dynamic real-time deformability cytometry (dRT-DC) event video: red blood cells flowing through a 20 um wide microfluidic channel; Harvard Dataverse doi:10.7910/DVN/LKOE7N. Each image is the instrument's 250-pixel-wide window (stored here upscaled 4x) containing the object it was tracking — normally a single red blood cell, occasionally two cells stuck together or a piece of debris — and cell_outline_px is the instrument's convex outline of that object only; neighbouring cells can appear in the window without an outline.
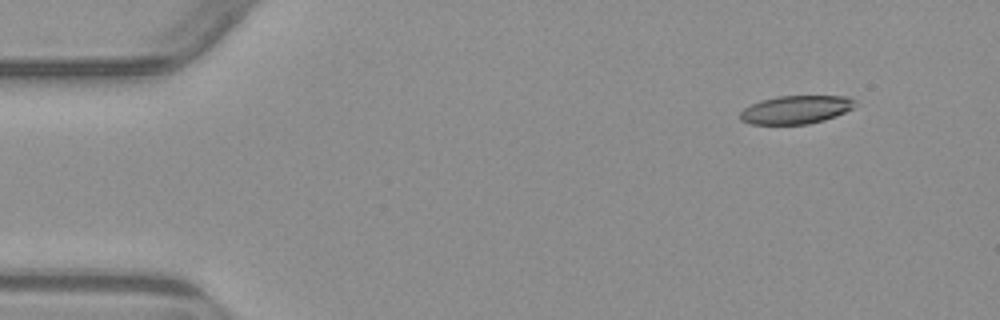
{"species": "common noctule bat (a hibernating species)", "species_latin": "Nyctalus noctula", "temperature_condition": "warm", "stored_images_in_passage": 6, "camera_frame_rate_fps": 3000, "um_per_image_px": 0.085, "animal": {"sex": "male", "body_mass_g": 23.1, "forearm_length_mm": 52.7}, "frame": {"image": 1, "passage_image": 2, "time_ms": 1.333, "image_size_px": [1000, 320], "cell_outline_px": [[856, 100], [852, 108], [836, 116], [824, 120], [808, 124], [752, 124], [740, 120], [740, 112], [744, 108], [760, 100], [780, 96], [848, 96]], "centroid_in_image_um": [67.65, 9.32], "position_along_channel_um": 17.4, "area_um2": 18.84}}
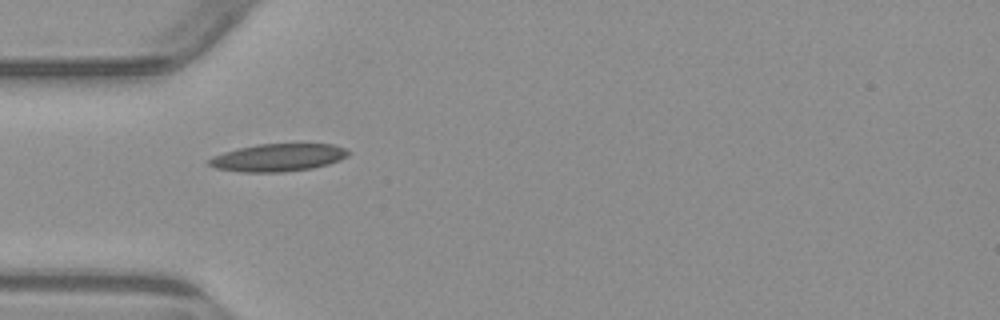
{"frame": {"image": 2, "passage_image": 5, "time_ms": 5.0, "image_size_px": [1000, 320], "cell_outline_px": [[352, 152], [348, 156], [340, 160], [328, 164], [312, 168], [284, 172], [244, 172], [216, 168], [208, 164], [208, 160], [212, 156], [224, 152], [256, 144], [332, 144], [344, 148]], "centroid_in_image_um": [23.66, 13.39], "position_along_channel_um": 61.3, "area_um2": 22.37}}
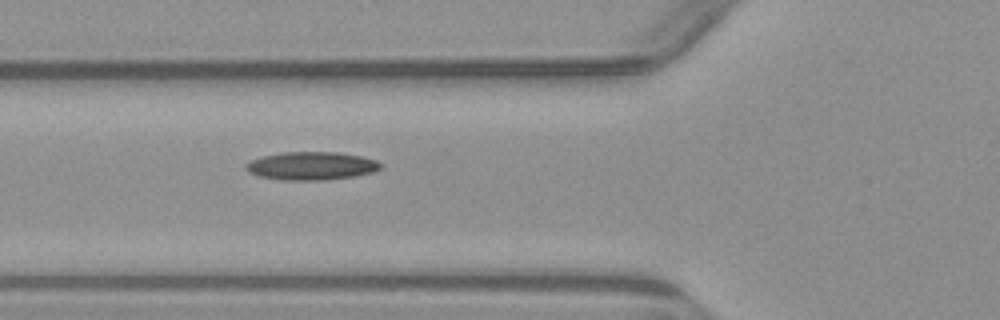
{"frame": {"image": 3, "passage_image": 6, "time_ms": 6.0, "image_size_px": [1000, 320], "cell_outline_px": [[384, 168], [372, 172], [356, 176], [328, 180], [284, 180], [260, 176], [248, 172], [244, 168], [244, 164], [252, 160], [264, 156], [284, 152], [340, 152], [360, 156], [376, 160], [384, 164]], "centroid_in_image_um": [26.52, 14.1], "position_along_channel_um": 99.3, "area_um2": 22.25}}